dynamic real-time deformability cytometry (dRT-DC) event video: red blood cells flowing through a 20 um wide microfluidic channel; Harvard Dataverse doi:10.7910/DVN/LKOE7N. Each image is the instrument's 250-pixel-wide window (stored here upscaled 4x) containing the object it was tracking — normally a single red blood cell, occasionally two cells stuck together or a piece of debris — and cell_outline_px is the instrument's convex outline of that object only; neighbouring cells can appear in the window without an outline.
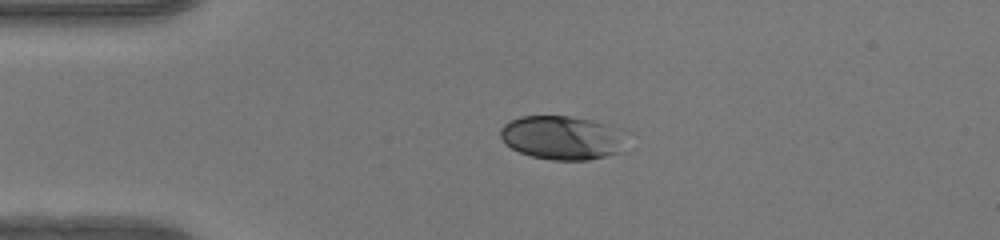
{"species": "human", "species_latin": "Homo sapiens", "temperature_condition": "warm", "stored_images_in_passage": 39, "camera_frame_rate_fps": 3000, "um_per_image_px": 0.085, "donor": {"sex": "female"}, "frame": {"image": 1, "passage_image": 1, "time_ms": 0.0, "image_size_px": [1000, 240], "cell_outline_px": [[632, 132], [620, 152], [588, 160], [552, 160], [532, 156], [520, 152], [504, 144], [500, 136], [500, 128], [504, 124], [520, 116], [572, 116], [624, 128]], "centroid_in_image_um": [47.88, 11.69], "position_along_channel_um": 37.1, "area_um2": 32.89}}
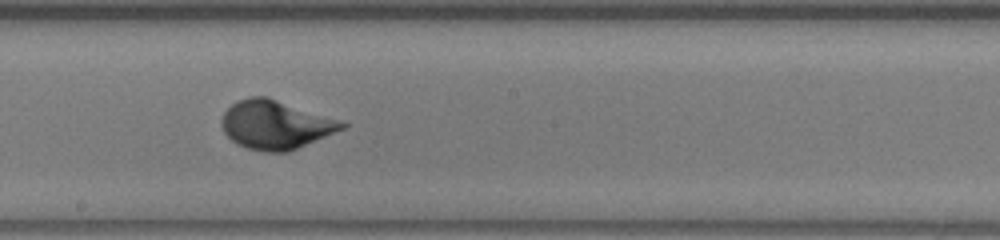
{"frame": {"image": 2, "passage_image": 17, "time_ms": 5.333, "image_size_px": [1000, 240], "cell_outline_px": [[348, 124], [344, 128], [288, 152], [264, 152], [248, 148], [236, 144], [224, 132], [224, 112], [232, 104], [248, 96], [264, 96], [340, 120]], "centroid_in_image_um": [23.42, 10.61], "position_along_channel_um": 224.8, "area_um2": 33.35}}
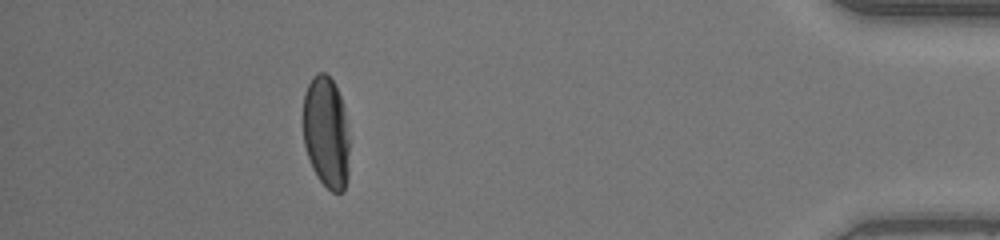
{"frame": {"image": 3, "passage_image": 34, "time_ms": 11.0, "image_size_px": [1000, 240], "cell_outline_px": [[348, 176], [344, 192], [332, 192], [316, 176], [312, 168], [304, 144], [304, 92], [312, 76], [316, 72], [324, 72], [332, 80], [340, 96], [344, 108], [348, 140]], "centroid_in_image_um": [27.72, 11.25], "position_along_channel_um": 407.5, "area_um2": 30.06}, "authors_computed_cell_mechanics": {"area_um2": 32.0212, "velocity_mm_per_s": 4.1956, "shape_relaxation_time_tau1_ms": 2.8591, "shape_relaxation_time_tau2_ms": null, "deformation_change_tau1": 0.1765, "deformation_change_tau2": null}}